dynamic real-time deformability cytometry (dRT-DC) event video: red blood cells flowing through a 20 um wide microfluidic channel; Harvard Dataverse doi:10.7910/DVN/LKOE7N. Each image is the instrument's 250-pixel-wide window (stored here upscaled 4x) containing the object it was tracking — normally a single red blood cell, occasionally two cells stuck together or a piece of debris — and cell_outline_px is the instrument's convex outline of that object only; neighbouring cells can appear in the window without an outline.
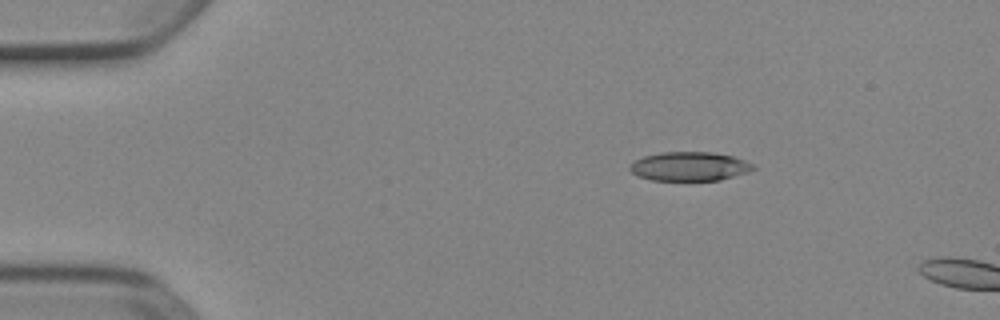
{"species": "Egyptian fruit bat (a non-hibernating species)", "species_latin": "Rousettus aegyptiacus", "temperature_condition": "cold", "stored_images_in_passage": 2, "camera_frame_rate_fps": 3000, "um_per_image_px": 0.085, "animal": {"sex": "female"}, "frame": {"image": 1, "passage_image": 1, "time_ms": 0.0, "image_size_px": [1000, 320], "cell_outline_px": [[756, 168], [748, 172], [720, 180], [652, 180], [640, 176], [632, 172], [628, 168], [628, 164], [644, 156], [660, 152], [712, 152], [732, 156], [744, 160], [752, 164]], "centroid_in_image_um": [58.59, 14.14], "position_along_channel_um": 26.4, "area_um2": 20.75}}